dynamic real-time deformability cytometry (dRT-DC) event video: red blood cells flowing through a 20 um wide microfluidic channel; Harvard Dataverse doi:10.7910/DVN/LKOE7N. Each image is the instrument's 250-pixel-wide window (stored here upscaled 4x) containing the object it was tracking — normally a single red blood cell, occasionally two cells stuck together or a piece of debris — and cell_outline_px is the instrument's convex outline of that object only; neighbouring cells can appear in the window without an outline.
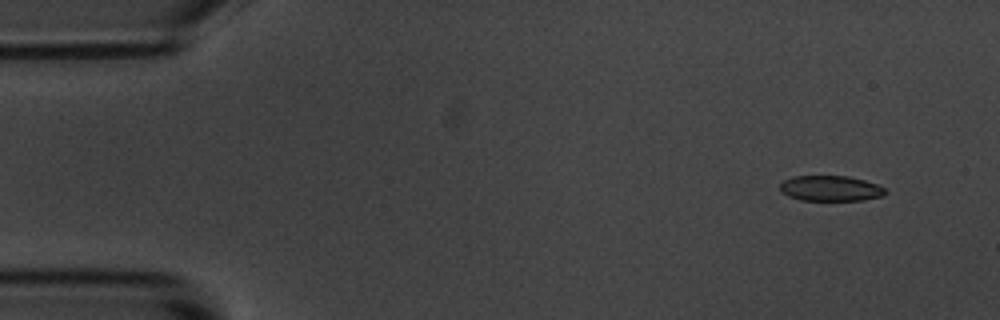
{"species": "common noctule bat (a hibernating species)", "species_latin": "Nyctalus noctula", "temperature_condition": "room temperature", "stored_images_in_passage": 5, "camera_frame_rate_fps": 3000, "um_per_image_px": 0.085, "animal": {"sex": "male", "body_mass_g": 20.1, "forearm_length_mm": 53.5}, "frame": {"image": 1, "passage_image": 1, "time_ms": 0.0, "image_size_px": [1000, 320], "cell_outline_px": [[888, 192], [884, 196], [864, 200], [800, 200], [788, 196], [780, 192], [780, 184], [784, 180], [792, 176], [848, 176], [864, 180], [876, 184], [884, 188]], "centroid_in_image_um": [70.59, 16.01], "position_along_channel_um": 14.4, "area_um2": 15.72}}
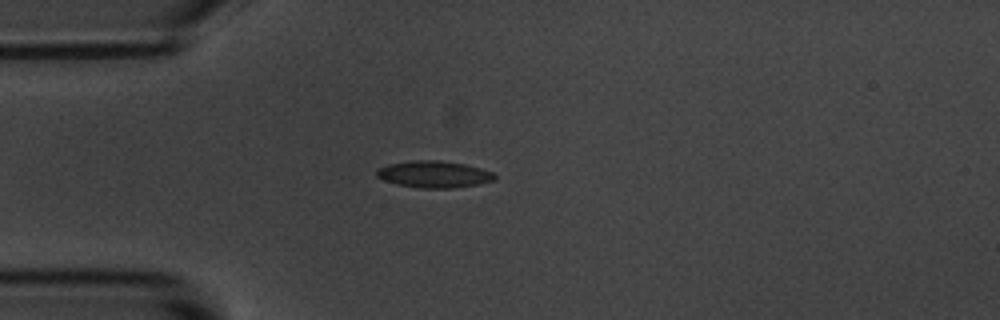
{"frame": {"image": 2, "passage_image": 4, "time_ms": 3.333, "image_size_px": [1000, 320], "cell_outline_px": [[496, 180], [480, 184], [452, 188], [420, 188], [396, 184], [384, 180], [376, 176], [376, 168], [388, 164], [416, 160], [436, 160], [464, 164], [480, 168], [492, 172], [496, 176]], "centroid_in_image_um": [36.88, 14.82], "position_along_channel_um": 48.1, "area_um2": 18.44}}